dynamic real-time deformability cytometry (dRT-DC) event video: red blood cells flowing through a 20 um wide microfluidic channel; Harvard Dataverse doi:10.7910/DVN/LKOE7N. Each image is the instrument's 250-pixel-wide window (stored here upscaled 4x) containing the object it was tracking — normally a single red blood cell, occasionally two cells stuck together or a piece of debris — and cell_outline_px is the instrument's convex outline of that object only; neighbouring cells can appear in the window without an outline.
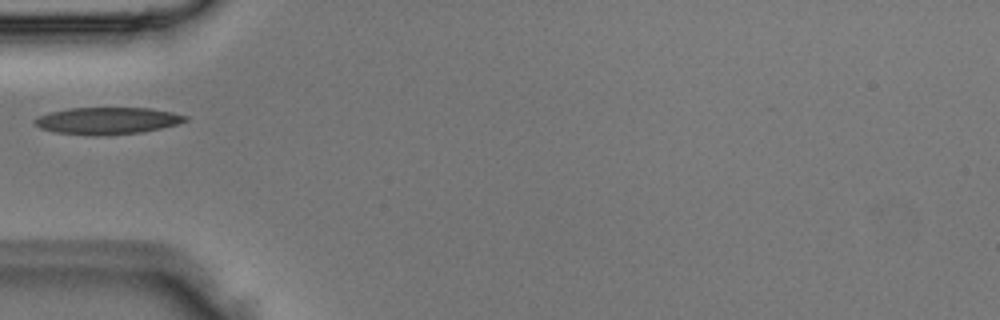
{"species": "Egyptian fruit bat (a non-hibernating species)", "species_latin": "Rousettus aegyptiacus", "temperature_condition": "room temperature", "stored_images_in_passage": 2, "camera_frame_rate_fps": 3000, "um_per_image_px": 0.085, "animal": {"sex": "male"}, "frame": {"image": 1, "passage_image": 2, "time_ms": 0.333, "image_size_px": [1000, 320], "cell_outline_px": [[188, 120], [176, 124], [160, 128], [140, 132], [108, 136], [92, 136], [56, 132], [40, 128], [32, 124], [32, 120], [48, 112], [68, 108], [148, 108], [172, 112], [188, 116]], "centroid_in_image_um": [9.07, 10.27], "position_along_channel_um": 75.9, "area_um2": 23.81}}